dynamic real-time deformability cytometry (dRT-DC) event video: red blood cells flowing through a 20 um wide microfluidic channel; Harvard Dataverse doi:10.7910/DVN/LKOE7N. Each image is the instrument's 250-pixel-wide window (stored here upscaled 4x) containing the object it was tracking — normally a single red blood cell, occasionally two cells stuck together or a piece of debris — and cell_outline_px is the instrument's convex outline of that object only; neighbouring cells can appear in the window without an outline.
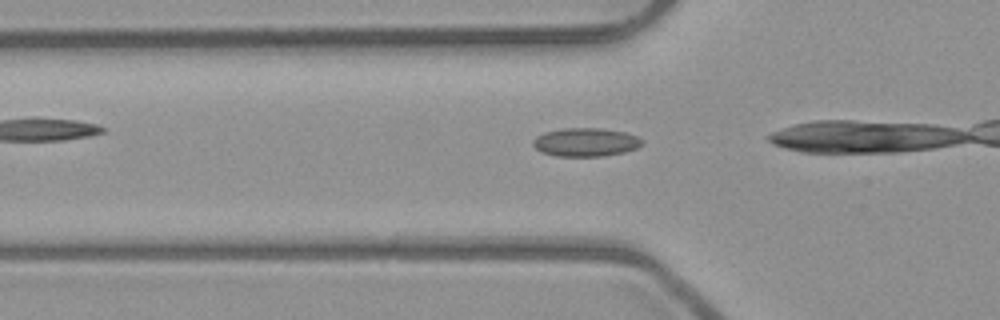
{"species": "common noctule bat (a hibernating species)", "species_latin": "Nyctalus noctula", "temperature_condition": "room temperature", "stored_images_in_passage": 17, "camera_frame_rate_fps": 3000, "um_per_image_px": 0.085, "animal": {"sex": "male", "body_mass_g": 23.1, "forearm_length_mm": 52.7}, "frame": {"image": 1, "passage_image": 12, "time_ms": 3.667, "image_size_px": [1000, 320], "cell_outline_px": [[644, 140], [636, 148], [624, 152], [604, 156], [556, 156], [540, 152], [532, 144], [532, 140], [536, 136], [544, 132], [564, 128], [600, 128], [624, 132], [636, 136]], "centroid_in_image_um": [49.74, 12.08], "position_along_channel_um": 76.1, "area_um2": 18.09}}
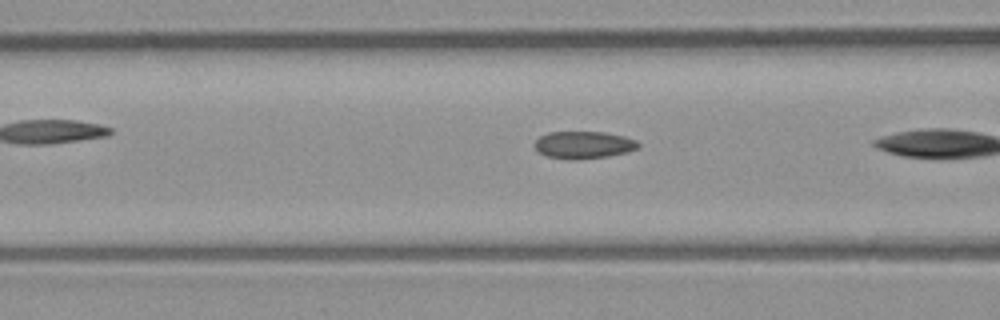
{"frame": {"image": 2, "passage_image": 15, "time_ms": 4.667, "image_size_px": [1000, 320], "cell_outline_px": [[640, 144], [636, 148], [628, 152], [608, 156], [576, 160], [568, 160], [544, 156], [536, 152], [536, 140], [540, 136], [548, 132], [604, 132], [624, 136], [636, 140]], "centroid_in_image_um": [49.58, 12.33], "position_along_channel_um": 117.0, "area_um2": 16.65}}